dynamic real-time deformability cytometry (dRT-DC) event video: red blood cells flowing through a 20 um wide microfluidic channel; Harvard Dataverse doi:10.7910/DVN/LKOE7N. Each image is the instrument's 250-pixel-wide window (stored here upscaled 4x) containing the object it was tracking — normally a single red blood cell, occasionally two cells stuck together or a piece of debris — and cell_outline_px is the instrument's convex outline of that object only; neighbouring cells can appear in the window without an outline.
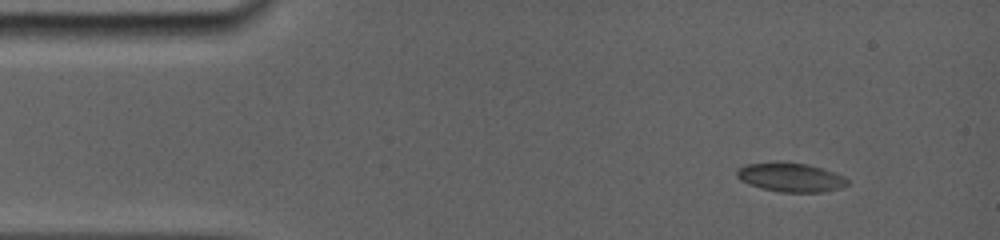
{"species": "common noctule bat (a hibernating species)", "species_latin": "Nyctalus noctula", "temperature_condition": "room temperature", "stored_images_in_passage": 22, "camera_frame_rate_fps": 5000, "um_per_image_px": 0.085, "animal": {"sex": "female", "body_mass_g": 19.0, "forearm_length_mm": 56.7}, "frame": {"image": 1, "passage_image": 1, "time_ms": 0.0, "image_size_px": [1000, 240], "cell_outline_px": [[848, 184], [840, 188], [820, 192], [780, 192], [764, 188], [740, 180], [736, 176], [736, 168], [744, 164], [784, 160], [808, 164], [844, 176], [848, 180]], "centroid_in_image_um": [67.16, 15.04], "position_along_channel_um": 17.8, "area_um2": 18.84}}
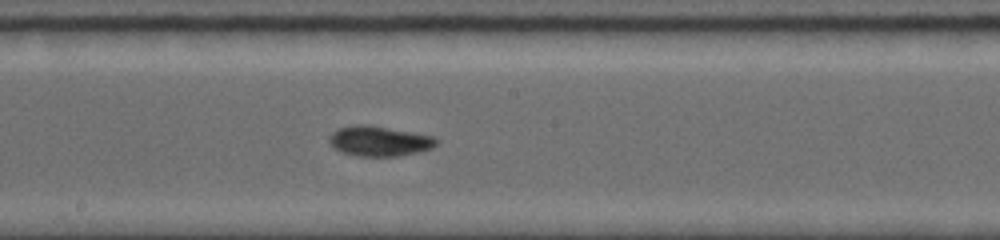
{"frame": {"image": 2, "passage_image": 10, "time_ms": 7.2, "image_size_px": [1000, 240], "cell_outline_px": [[436, 144], [432, 148], [420, 152], [396, 156], [356, 156], [340, 152], [328, 140], [328, 136], [336, 128], [352, 124], [372, 124], [436, 136]], "centroid_in_image_um": [32.23, 11.97], "position_along_channel_um": 216.0, "area_um2": 19.25}}
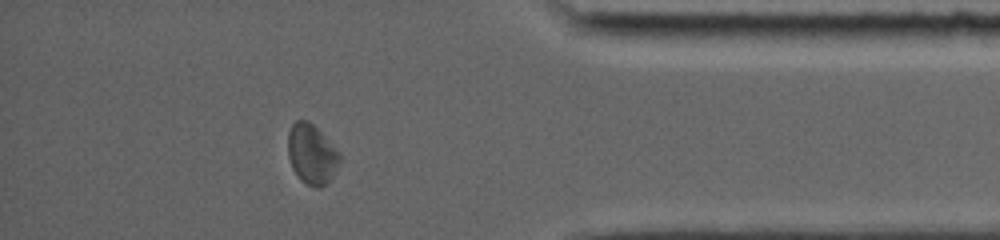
{"frame": {"image": 3, "passage_image": 19, "time_ms": 12.6, "image_size_px": [1000, 240], "cell_outline_px": [[340, 160], [328, 184], [320, 188], [312, 188], [304, 184], [300, 180], [292, 168], [288, 156], [288, 132], [292, 124], [296, 120], [308, 120], [340, 152]], "centroid_in_image_um": [26.48, 13.14], "position_along_channel_um": 408.7, "area_um2": 18.21}, "authors_computed_cell_mechanics": {"area_um2": 18.0047, "velocity_mm_per_s": 3.8451, "shape_relaxation_time_tau1_ms": null, "shape_relaxation_time_tau2_ms": 5.3429, "deformation_change_tau1": null, "deformation_change_tau2": 0.0579}}